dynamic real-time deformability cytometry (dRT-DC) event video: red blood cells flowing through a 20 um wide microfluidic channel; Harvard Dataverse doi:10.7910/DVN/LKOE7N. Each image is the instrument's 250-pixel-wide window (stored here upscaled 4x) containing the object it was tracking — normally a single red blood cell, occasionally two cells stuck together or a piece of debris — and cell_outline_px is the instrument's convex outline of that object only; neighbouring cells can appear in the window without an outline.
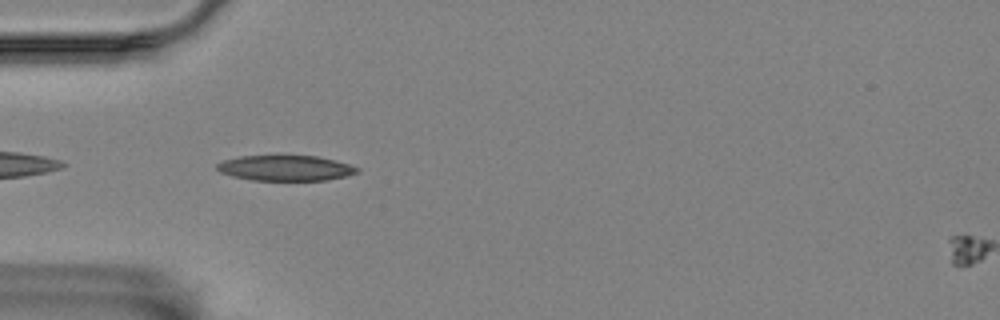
{"species": "Egyptian fruit bat (a non-hibernating species)", "species_latin": "Rousettus aegyptiacus", "temperature_condition": "room temperature", "stored_images_in_passage": 7, "camera_frame_rate_fps": 3000, "um_per_image_px": 0.085, "animal": {"sex": "female"}, "frame": {"image": 1, "passage_image": 5, "time_ms": 4.667, "image_size_px": [1000, 320], "cell_outline_px": [[360, 172], [348, 176], [324, 180], [252, 180], [232, 176], [220, 172], [216, 168], [216, 164], [224, 160], [240, 156], [316, 156], [336, 160], [360, 168]], "centroid_in_image_um": [24.29, 14.29], "position_along_channel_um": 60.7, "area_um2": 20.75}}
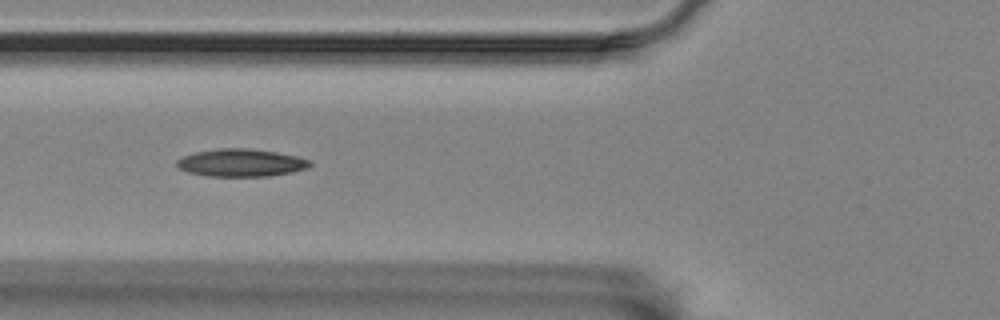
{"frame": {"image": 2, "passage_image": 6, "time_ms": 6.0, "image_size_px": [1000, 320], "cell_outline_px": [[312, 164], [308, 168], [292, 172], [268, 176], [208, 176], [188, 172], [180, 168], [176, 164], [176, 160], [184, 156], [196, 152], [220, 148], [248, 148], [276, 152], [296, 156], [312, 160]], "centroid_in_image_um": [20.52, 13.83], "position_along_channel_um": 105.3, "area_um2": 21.39}}
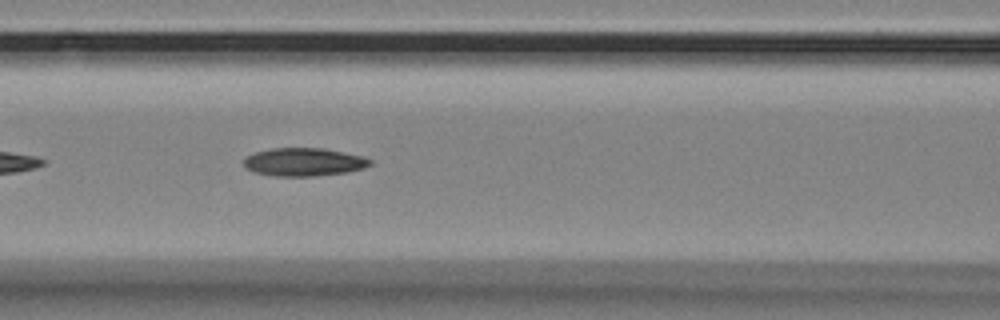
{"frame": {"image": 3, "passage_image": 7, "time_ms": 7.0, "image_size_px": [1000, 320], "cell_outline_px": [[372, 164], [364, 168], [344, 172], [312, 176], [272, 176], [252, 172], [244, 168], [244, 156], [256, 152], [272, 148], [320, 148], [360, 156], [372, 160]], "centroid_in_image_um": [25.74, 13.78], "position_along_channel_um": 140.9, "area_um2": 20.58}}